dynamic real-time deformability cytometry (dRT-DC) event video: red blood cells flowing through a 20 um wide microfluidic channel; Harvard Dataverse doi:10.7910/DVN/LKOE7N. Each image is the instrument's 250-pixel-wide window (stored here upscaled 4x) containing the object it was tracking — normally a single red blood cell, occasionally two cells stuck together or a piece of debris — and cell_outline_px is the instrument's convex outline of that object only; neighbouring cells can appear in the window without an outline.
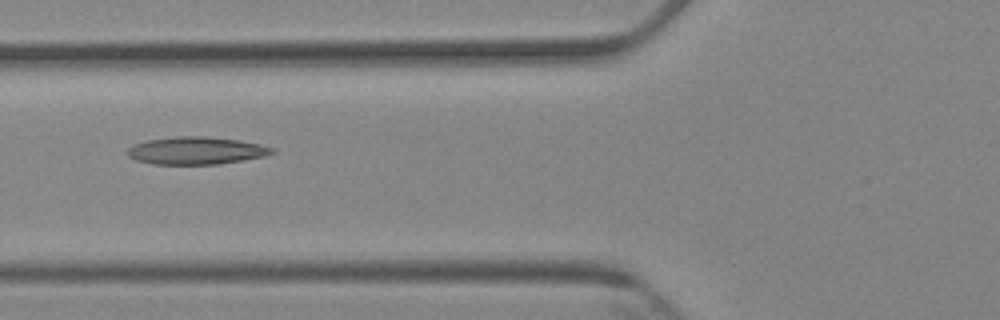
{"species": "Egyptian fruit bat (a non-hibernating species)", "species_latin": "Rousettus aegyptiacus", "temperature_condition": "cold", "stored_images_in_passage": 4, "camera_frame_rate_fps": 3000, "um_per_image_px": 0.085, "animal": {"sex": "female"}, "frame": {"image": 1, "passage_image": 2, "time_ms": 1.333, "image_size_px": [1000, 320], "cell_outline_px": [[276, 152], [264, 156], [220, 164], [152, 164], [136, 160], [128, 156], [128, 148], [132, 144], [148, 140], [176, 136], [208, 136], [240, 140], [260, 144], [272, 148]], "centroid_in_image_um": [16.66, 12.79], "position_along_channel_um": 109.1, "area_um2": 23.24}}
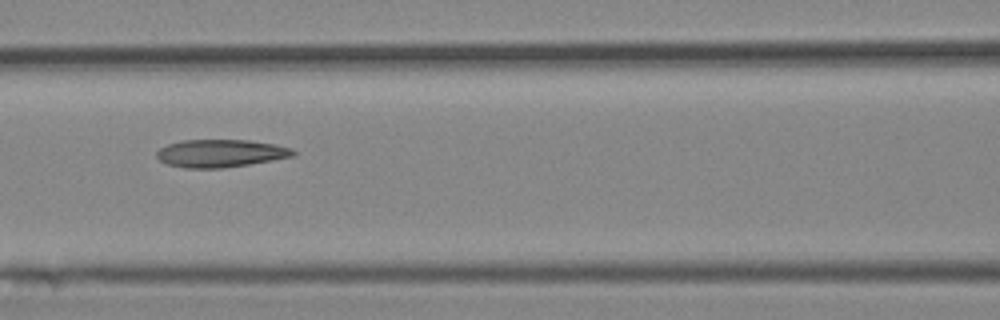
{"frame": {"image": 2, "passage_image": 3, "time_ms": 2.333, "image_size_px": [1000, 320], "cell_outline_px": [[296, 156], [224, 168], [184, 168], [164, 164], [156, 156], [156, 152], [160, 148], [168, 144], [184, 140], [248, 140], [272, 144], [292, 148], [296, 152]], "centroid_in_image_um": [18.73, 13.04], "position_along_channel_um": 147.9, "area_um2": 22.08}}
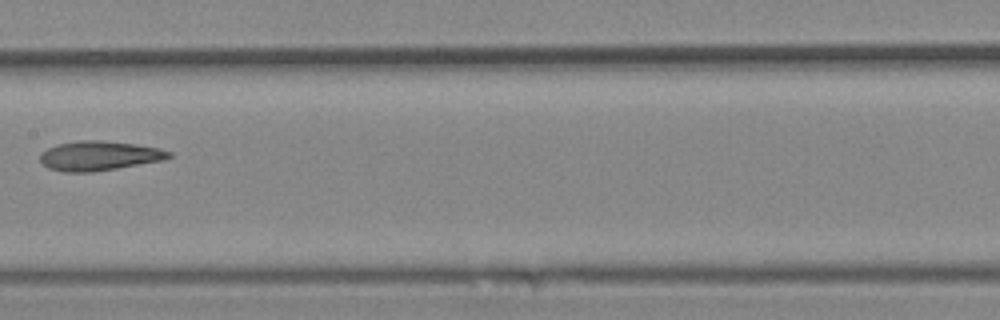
{"frame": {"image": 3, "passage_image": 4, "time_ms": 3.667, "image_size_px": [1000, 320], "cell_outline_px": [[172, 156], [164, 160], [92, 172], [64, 172], [48, 168], [40, 160], [40, 152], [56, 144], [80, 140], [100, 140], [136, 144], [160, 148], [172, 152]], "centroid_in_image_um": [8.43, 13.23], "position_along_channel_um": 199.0, "area_um2": 22.2}}